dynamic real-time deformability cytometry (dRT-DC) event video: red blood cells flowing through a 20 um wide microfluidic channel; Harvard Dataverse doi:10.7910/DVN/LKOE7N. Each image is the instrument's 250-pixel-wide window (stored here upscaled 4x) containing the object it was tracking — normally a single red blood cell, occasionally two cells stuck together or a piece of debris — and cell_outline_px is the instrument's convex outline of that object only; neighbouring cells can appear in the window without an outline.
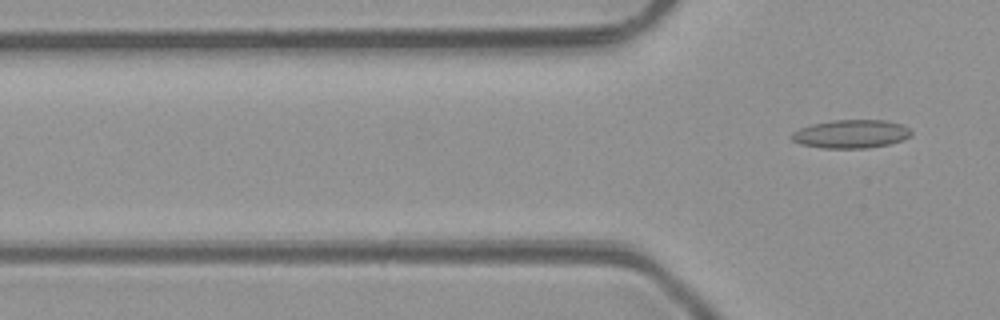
{"species": "common noctule bat (a hibernating species)", "species_latin": "Nyctalus noctula", "temperature_condition": "room temperature", "stored_images_in_passage": 4, "segment_of_instrument_passage": [2, 2], "camera_frame_rate_fps": 3000, "um_per_image_px": 0.085, "animal": {"sex": "male", "body_mass_g": 23.1, "forearm_length_mm": 52.7}, "frame": {"image": 1, "passage_image": 4, "time_ms": 3.333, "image_size_px": [1000, 320], "cell_outline_px": [[912, 136], [904, 140], [888, 144], [868, 148], [824, 148], [800, 144], [792, 140], [792, 132], [800, 128], [812, 124], [832, 120], [888, 120], [900, 124], [908, 128], [912, 132]], "centroid_in_image_um": [72.36, 11.38], "position_along_channel_um": 53.4, "area_um2": 19.83}}